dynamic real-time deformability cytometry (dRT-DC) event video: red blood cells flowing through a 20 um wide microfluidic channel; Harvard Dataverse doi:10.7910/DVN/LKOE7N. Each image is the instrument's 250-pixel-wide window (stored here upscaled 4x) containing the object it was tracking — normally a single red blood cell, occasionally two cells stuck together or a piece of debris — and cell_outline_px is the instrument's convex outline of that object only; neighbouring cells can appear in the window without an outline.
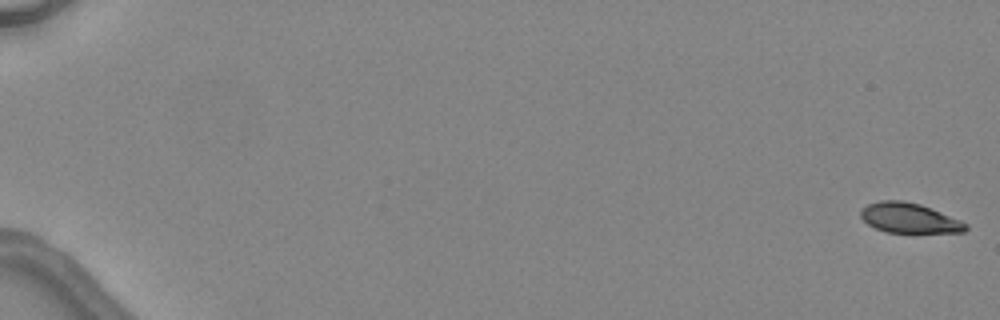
{"species": "common noctule bat (a hibernating species)", "species_latin": "Nyctalus noctula", "temperature_condition": "warm", "stored_images_in_passage": 5, "camera_frame_rate_fps": 3000, "um_per_image_px": 0.085, "animal": {"sex": "female", "body_mass_g": 24.6, "forearm_length_mm": 56.2}, "frame": {"image": 1, "passage_image": 1, "time_ms": 0.0, "image_size_px": [1000, 320], "cell_outline_px": [[968, 228], [964, 232], [888, 232], [876, 228], [868, 224], [860, 216], [860, 212], [868, 204], [880, 200], [904, 200], [920, 204], [960, 220], [968, 224]], "centroid_in_image_um": [77.29, 18.52], "position_along_channel_um": 7.7, "area_um2": 18.09}}
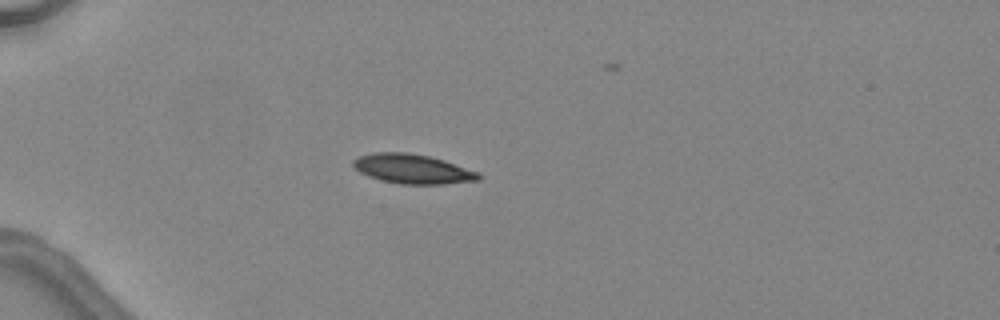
{"frame": {"image": 2, "passage_image": 4, "time_ms": 5.0, "image_size_px": [1000, 320], "cell_outline_px": [[480, 180], [444, 184], [400, 184], [380, 180], [368, 176], [360, 172], [352, 164], [352, 160], [360, 156], [376, 152], [408, 152], [428, 156], [444, 160], [480, 172]], "centroid_in_image_um": [35.08, 14.36], "position_along_channel_um": 49.9, "area_um2": 21.56}}